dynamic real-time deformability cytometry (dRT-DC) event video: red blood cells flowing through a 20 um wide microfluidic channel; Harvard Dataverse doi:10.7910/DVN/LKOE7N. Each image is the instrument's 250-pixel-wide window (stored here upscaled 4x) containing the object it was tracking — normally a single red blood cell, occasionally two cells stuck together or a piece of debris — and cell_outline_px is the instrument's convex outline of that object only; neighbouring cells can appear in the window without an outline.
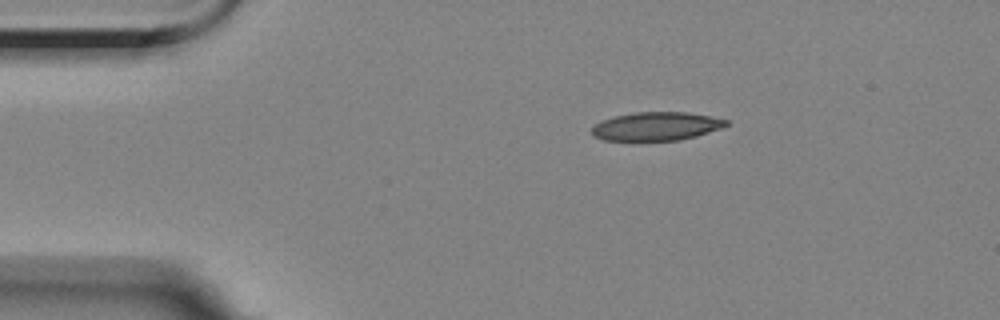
{"species": "Egyptian fruit bat (a non-hibernating species)", "species_latin": "Rousettus aegyptiacus", "temperature_condition": "room temperature", "stored_images_in_passage": 48, "camera_frame_rate_fps": 3000, "um_per_image_px": 0.085, "animal": {"sex": "female"}, "frame": {"image": 1, "passage_image": 1, "time_ms": 0.0, "image_size_px": [1000, 320], "cell_outline_px": [[728, 124], [720, 128], [696, 136], [676, 140], [604, 140], [592, 136], [592, 128], [596, 124], [604, 120], [616, 116], [636, 112], [688, 112], [712, 116], [728, 120]], "centroid_in_image_um": [55.8, 10.73], "position_along_channel_um": 29.2, "area_um2": 22.02}}
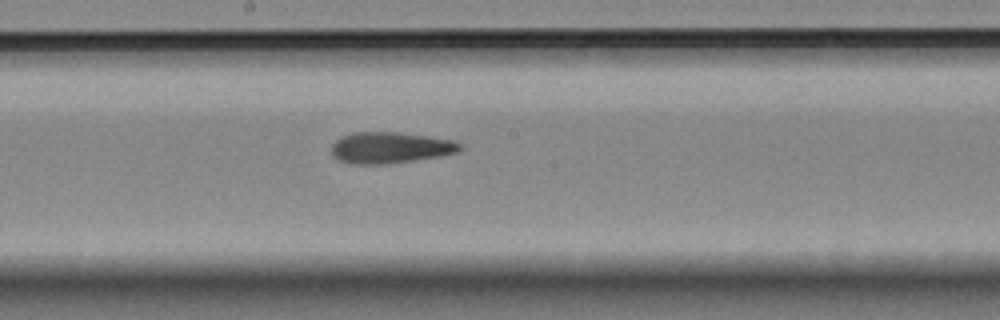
{"frame": {"image": 2, "passage_image": 21, "time_ms": 6.667, "image_size_px": [1000, 320], "cell_outline_px": [[464, 148], [456, 152], [440, 156], [388, 164], [352, 164], [340, 160], [332, 152], [332, 144], [340, 136], [352, 132], [396, 132], [456, 140]], "centroid_in_image_um": [33.18, 12.54], "position_along_channel_um": 215.0, "area_um2": 23.35}}
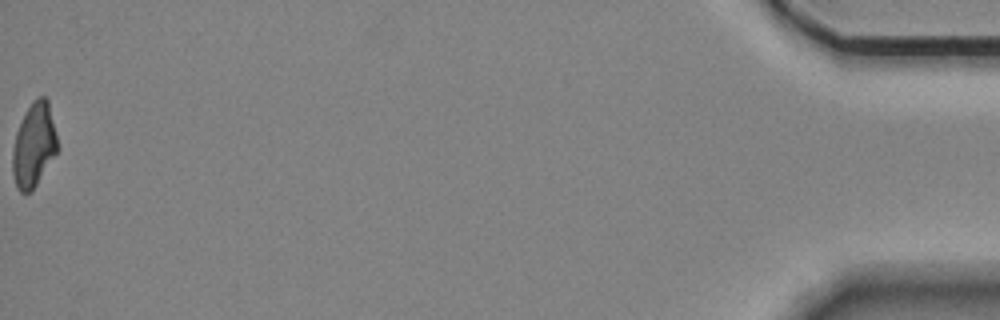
{"frame": {"image": 3, "passage_image": 48, "time_ms": 15.667, "image_size_px": [1000, 320], "cell_outline_px": [[60, 148], [32, 192], [20, 192], [16, 188], [12, 172], [12, 152], [16, 132], [32, 100], [36, 96], [44, 96], [48, 100]], "centroid_in_image_um": [2.9, 12.35], "position_along_channel_um": 432.3, "area_um2": 22.25}, "authors_computed_cell_mechanics": {"area_um2": 23.1778, "velocity_mm_per_s": 3.5151, "shape_relaxation_time_tau1_ms": null, "shape_relaxation_time_tau2_ms": 4.7279, "deformation_change_tau1": null, "deformation_change_tau2": 0.1351}}